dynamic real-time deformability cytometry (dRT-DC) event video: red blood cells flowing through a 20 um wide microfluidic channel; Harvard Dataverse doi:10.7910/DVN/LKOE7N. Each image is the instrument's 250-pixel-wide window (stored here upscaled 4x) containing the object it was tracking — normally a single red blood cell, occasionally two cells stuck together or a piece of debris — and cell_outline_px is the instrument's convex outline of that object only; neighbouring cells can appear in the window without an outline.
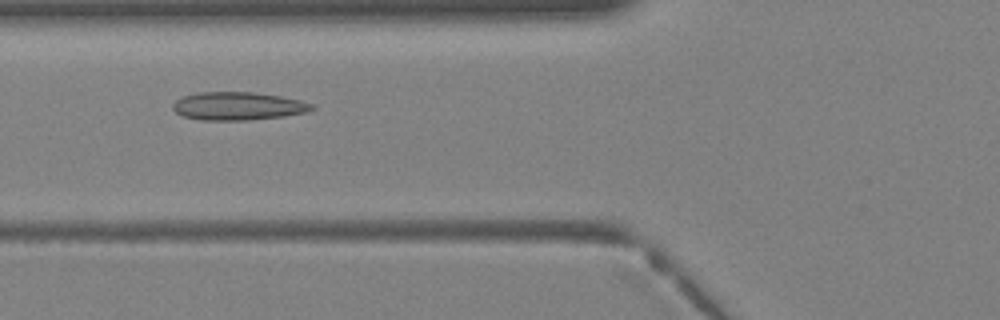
{"species": "Egyptian fruit bat (a non-hibernating species)", "species_latin": "Rousettus aegyptiacus", "temperature_condition": "warm", "stored_images_in_passage": 36, "camera_frame_rate_fps": 3000, "um_per_image_px": 0.085, "animal": {"sex": "female"}, "frame": {"image": 1, "passage_image": 12, "time_ms": 3.667, "image_size_px": [1000, 320], "cell_outline_px": [[316, 108], [304, 112], [284, 116], [248, 120], [200, 120], [184, 116], [176, 112], [172, 108], [172, 104], [176, 100], [184, 96], [200, 92], [252, 92], [280, 96], [300, 100], [312, 104]], "centroid_in_image_um": [20.21, 9.02], "position_along_channel_um": 105.6, "area_um2": 22.6}}
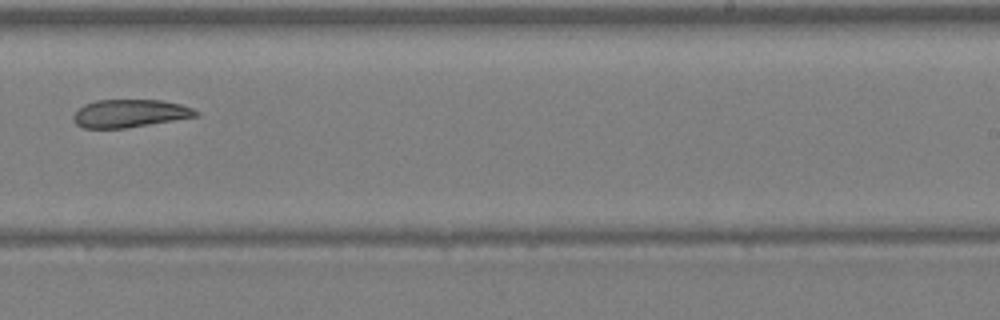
{"frame": {"image": 2, "passage_image": 22, "time_ms": 7.0, "image_size_px": [1000, 320], "cell_outline_px": [[200, 112], [196, 116], [128, 128], [84, 128], [76, 124], [72, 116], [84, 104], [96, 100], [160, 100], [180, 104], [192, 108]], "centroid_in_image_um": [11.02, 9.64], "position_along_channel_um": 278.0, "area_um2": 19.77}}
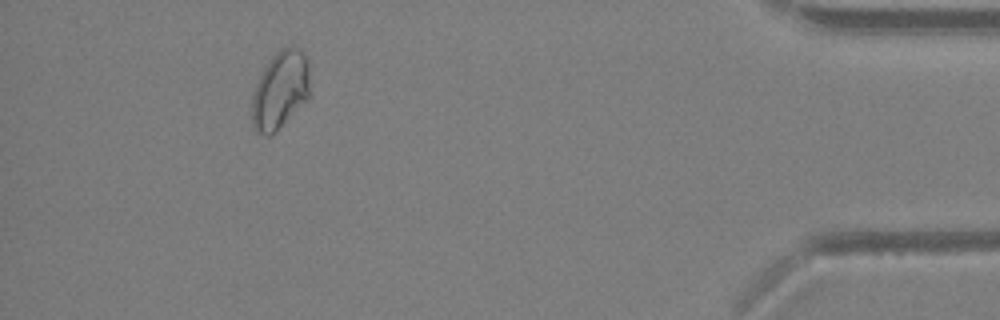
{"frame": {"image": 3, "passage_image": 33, "time_ms": 10.667, "image_size_px": [1000, 320], "cell_outline_px": [[308, 100], [272, 136], [264, 136], [256, 132], [252, 124], [252, 96], [256, 84], [264, 68], [272, 56], [280, 48], [292, 44], [300, 48], [308, 56]], "centroid_in_image_um": [23.82, 7.65], "position_along_channel_um": 411.4, "area_um2": 26.76}}